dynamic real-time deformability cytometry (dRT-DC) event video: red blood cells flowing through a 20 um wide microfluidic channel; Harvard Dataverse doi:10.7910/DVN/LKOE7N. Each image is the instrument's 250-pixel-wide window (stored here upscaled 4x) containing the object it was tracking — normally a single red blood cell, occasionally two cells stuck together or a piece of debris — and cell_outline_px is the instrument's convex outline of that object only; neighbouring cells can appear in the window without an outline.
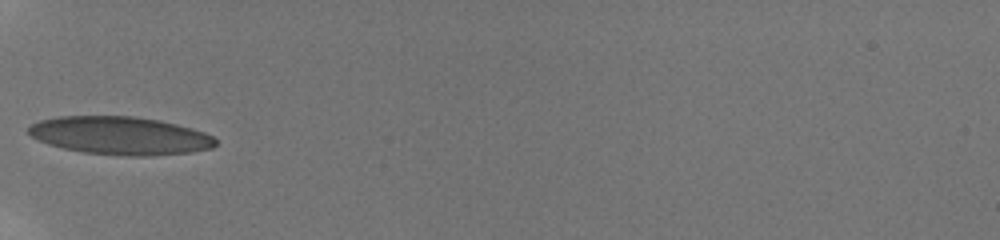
{"species": "human", "species_latin": "Homo sapiens", "temperature_condition": "room temperature", "stored_images_in_passage": 6, "camera_frame_rate_fps": 3000, "um_per_image_px": 0.085, "donor": {"sex": "male"}, "frame": {"image": 1, "passage_image": 1, "time_ms": 0.0, "image_size_px": [1000, 240], "cell_outline_px": [[216, 144], [212, 148], [192, 152], [152, 156], [128, 156], [84, 152], [64, 148], [48, 144], [32, 136], [28, 132], [28, 128], [32, 124], [40, 120], [60, 116], [132, 116], [160, 120], [192, 128], [204, 132], [212, 136], [216, 140]], "centroid_in_image_um": [10.24, 11.53], "position_along_channel_um": 74.8, "area_um2": 41.38}}